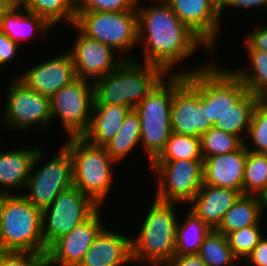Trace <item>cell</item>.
I'll use <instances>...</instances> for the list:
<instances>
[{
    "label": "cell",
    "instance_id": "obj_39",
    "mask_svg": "<svg viewBox=\"0 0 267 266\" xmlns=\"http://www.w3.org/2000/svg\"><path fill=\"white\" fill-rule=\"evenodd\" d=\"M258 23L256 29L249 34L246 40L247 50H260L267 52V27Z\"/></svg>",
    "mask_w": 267,
    "mask_h": 266
},
{
    "label": "cell",
    "instance_id": "obj_15",
    "mask_svg": "<svg viewBox=\"0 0 267 266\" xmlns=\"http://www.w3.org/2000/svg\"><path fill=\"white\" fill-rule=\"evenodd\" d=\"M78 32L69 51L78 78L92 80V83L107 76L125 60L120 54L115 57L118 54L112 47Z\"/></svg>",
    "mask_w": 267,
    "mask_h": 266
},
{
    "label": "cell",
    "instance_id": "obj_8",
    "mask_svg": "<svg viewBox=\"0 0 267 266\" xmlns=\"http://www.w3.org/2000/svg\"><path fill=\"white\" fill-rule=\"evenodd\" d=\"M181 71L174 74V99L171 107L172 132L193 137H201L214 125L208 121L205 105L199 97V70Z\"/></svg>",
    "mask_w": 267,
    "mask_h": 266
},
{
    "label": "cell",
    "instance_id": "obj_25",
    "mask_svg": "<svg viewBox=\"0 0 267 266\" xmlns=\"http://www.w3.org/2000/svg\"><path fill=\"white\" fill-rule=\"evenodd\" d=\"M263 210H266V207L262 197L241 195L225 213L216 231L226 235L238 229L257 225L261 222Z\"/></svg>",
    "mask_w": 267,
    "mask_h": 266
},
{
    "label": "cell",
    "instance_id": "obj_19",
    "mask_svg": "<svg viewBox=\"0 0 267 266\" xmlns=\"http://www.w3.org/2000/svg\"><path fill=\"white\" fill-rule=\"evenodd\" d=\"M248 149L243 144L228 154L203 159V184L231 188L243 195V178Z\"/></svg>",
    "mask_w": 267,
    "mask_h": 266
},
{
    "label": "cell",
    "instance_id": "obj_33",
    "mask_svg": "<svg viewBox=\"0 0 267 266\" xmlns=\"http://www.w3.org/2000/svg\"><path fill=\"white\" fill-rule=\"evenodd\" d=\"M203 160L200 137L172 132L164 150L154 161Z\"/></svg>",
    "mask_w": 267,
    "mask_h": 266
},
{
    "label": "cell",
    "instance_id": "obj_20",
    "mask_svg": "<svg viewBox=\"0 0 267 266\" xmlns=\"http://www.w3.org/2000/svg\"><path fill=\"white\" fill-rule=\"evenodd\" d=\"M131 259V236L104 227L78 266H122Z\"/></svg>",
    "mask_w": 267,
    "mask_h": 266
},
{
    "label": "cell",
    "instance_id": "obj_41",
    "mask_svg": "<svg viewBox=\"0 0 267 266\" xmlns=\"http://www.w3.org/2000/svg\"><path fill=\"white\" fill-rule=\"evenodd\" d=\"M246 263L254 266H267V237H262L251 254L246 258Z\"/></svg>",
    "mask_w": 267,
    "mask_h": 266
},
{
    "label": "cell",
    "instance_id": "obj_11",
    "mask_svg": "<svg viewBox=\"0 0 267 266\" xmlns=\"http://www.w3.org/2000/svg\"><path fill=\"white\" fill-rule=\"evenodd\" d=\"M157 174L156 199L162 202L187 203L203 185V160L153 161Z\"/></svg>",
    "mask_w": 267,
    "mask_h": 266
},
{
    "label": "cell",
    "instance_id": "obj_40",
    "mask_svg": "<svg viewBox=\"0 0 267 266\" xmlns=\"http://www.w3.org/2000/svg\"><path fill=\"white\" fill-rule=\"evenodd\" d=\"M19 46L0 31V67L15 58Z\"/></svg>",
    "mask_w": 267,
    "mask_h": 266
},
{
    "label": "cell",
    "instance_id": "obj_32",
    "mask_svg": "<svg viewBox=\"0 0 267 266\" xmlns=\"http://www.w3.org/2000/svg\"><path fill=\"white\" fill-rule=\"evenodd\" d=\"M198 256L207 266H238L226 235L212 230L200 246Z\"/></svg>",
    "mask_w": 267,
    "mask_h": 266
},
{
    "label": "cell",
    "instance_id": "obj_44",
    "mask_svg": "<svg viewBox=\"0 0 267 266\" xmlns=\"http://www.w3.org/2000/svg\"><path fill=\"white\" fill-rule=\"evenodd\" d=\"M134 261H135V263H139V265L138 264H136L135 266H162V265H159V264H156V263H152V262H146L145 263V261H136V260H134L133 258H131L127 263H126V265H129L130 266V264H132V262L134 263ZM141 262V263H140ZM130 263V264H129ZM122 266H125V264L124 265H122ZM134 266V265H133Z\"/></svg>",
    "mask_w": 267,
    "mask_h": 266
},
{
    "label": "cell",
    "instance_id": "obj_22",
    "mask_svg": "<svg viewBox=\"0 0 267 266\" xmlns=\"http://www.w3.org/2000/svg\"><path fill=\"white\" fill-rule=\"evenodd\" d=\"M37 148L0 151V187H5L0 188V195L15 194L12 192L22 187L26 189Z\"/></svg>",
    "mask_w": 267,
    "mask_h": 266
},
{
    "label": "cell",
    "instance_id": "obj_34",
    "mask_svg": "<svg viewBox=\"0 0 267 266\" xmlns=\"http://www.w3.org/2000/svg\"><path fill=\"white\" fill-rule=\"evenodd\" d=\"M244 141L237 135L212 127L200 137L202 158L223 155L239 149Z\"/></svg>",
    "mask_w": 267,
    "mask_h": 266
},
{
    "label": "cell",
    "instance_id": "obj_10",
    "mask_svg": "<svg viewBox=\"0 0 267 266\" xmlns=\"http://www.w3.org/2000/svg\"><path fill=\"white\" fill-rule=\"evenodd\" d=\"M99 208L75 186L60 192L42 211V238L46 252L57 239L89 219Z\"/></svg>",
    "mask_w": 267,
    "mask_h": 266
},
{
    "label": "cell",
    "instance_id": "obj_38",
    "mask_svg": "<svg viewBox=\"0 0 267 266\" xmlns=\"http://www.w3.org/2000/svg\"><path fill=\"white\" fill-rule=\"evenodd\" d=\"M44 260L41 253L0 251V266H39Z\"/></svg>",
    "mask_w": 267,
    "mask_h": 266
},
{
    "label": "cell",
    "instance_id": "obj_5",
    "mask_svg": "<svg viewBox=\"0 0 267 266\" xmlns=\"http://www.w3.org/2000/svg\"><path fill=\"white\" fill-rule=\"evenodd\" d=\"M65 146L71 153L73 186L101 207L112 189V165L116 162L104 146L90 143L83 137H71Z\"/></svg>",
    "mask_w": 267,
    "mask_h": 266
},
{
    "label": "cell",
    "instance_id": "obj_12",
    "mask_svg": "<svg viewBox=\"0 0 267 266\" xmlns=\"http://www.w3.org/2000/svg\"><path fill=\"white\" fill-rule=\"evenodd\" d=\"M248 93L245 84L231 71L209 63L199 70V97L207 108L208 121L216 124Z\"/></svg>",
    "mask_w": 267,
    "mask_h": 266
},
{
    "label": "cell",
    "instance_id": "obj_46",
    "mask_svg": "<svg viewBox=\"0 0 267 266\" xmlns=\"http://www.w3.org/2000/svg\"><path fill=\"white\" fill-rule=\"evenodd\" d=\"M13 7H24L28 0H7Z\"/></svg>",
    "mask_w": 267,
    "mask_h": 266
},
{
    "label": "cell",
    "instance_id": "obj_29",
    "mask_svg": "<svg viewBox=\"0 0 267 266\" xmlns=\"http://www.w3.org/2000/svg\"><path fill=\"white\" fill-rule=\"evenodd\" d=\"M77 5L78 0H28L24 7L54 27L60 22L72 26L77 14Z\"/></svg>",
    "mask_w": 267,
    "mask_h": 266
},
{
    "label": "cell",
    "instance_id": "obj_16",
    "mask_svg": "<svg viewBox=\"0 0 267 266\" xmlns=\"http://www.w3.org/2000/svg\"><path fill=\"white\" fill-rule=\"evenodd\" d=\"M100 214L99 208L89 219L57 239L47 249L45 260L52 266H78L104 228Z\"/></svg>",
    "mask_w": 267,
    "mask_h": 266
},
{
    "label": "cell",
    "instance_id": "obj_21",
    "mask_svg": "<svg viewBox=\"0 0 267 266\" xmlns=\"http://www.w3.org/2000/svg\"><path fill=\"white\" fill-rule=\"evenodd\" d=\"M242 195L240 191L203 184L192 199L194 212L212 230H216L222 222L225 213Z\"/></svg>",
    "mask_w": 267,
    "mask_h": 266
},
{
    "label": "cell",
    "instance_id": "obj_7",
    "mask_svg": "<svg viewBox=\"0 0 267 266\" xmlns=\"http://www.w3.org/2000/svg\"><path fill=\"white\" fill-rule=\"evenodd\" d=\"M72 27L88 38L112 47L124 59H131L123 55L139 44L137 11L77 12Z\"/></svg>",
    "mask_w": 267,
    "mask_h": 266
},
{
    "label": "cell",
    "instance_id": "obj_49",
    "mask_svg": "<svg viewBox=\"0 0 267 266\" xmlns=\"http://www.w3.org/2000/svg\"><path fill=\"white\" fill-rule=\"evenodd\" d=\"M39 266H52L46 260H44Z\"/></svg>",
    "mask_w": 267,
    "mask_h": 266
},
{
    "label": "cell",
    "instance_id": "obj_30",
    "mask_svg": "<svg viewBox=\"0 0 267 266\" xmlns=\"http://www.w3.org/2000/svg\"><path fill=\"white\" fill-rule=\"evenodd\" d=\"M251 71L232 70L245 84L247 91L259 99H267V52L248 50ZM249 72V73H248Z\"/></svg>",
    "mask_w": 267,
    "mask_h": 266
},
{
    "label": "cell",
    "instance_id": "obj_42",
    "mask_svg": "<svg viewBox=\"0 0 267 266\" xmlns=\"http://www.w3.org/2000/svg\"><path fill=\"white\" fill-rule=\"evenodd\" d=\"M164 266H207V264L198 256V254L190 255H174Z\"/></svg>",
    "mask_w": 267,
    "mask_h": 266
},
{
    "label": "cell",
    "instance_id": "obj_26",
    "mask_svg": "<svg viewBox=\"0 0 267 266\" xmlns=\"http://www.w3.org/2000/svg\"><path fill=\"white\" fill-rule=\"evenodd\" d=\"M188 213V214H187ZM184 222L177 223L175 255L198 254L204 239L212 229L190 209Z\"/></svg>",
    "mask_w": 267,
    "mask_h": 266
},
{
    "label": "cell",
    "instance_id": "obj_24",
    "mask_svg": "<svg viewBox=\"0 0 267 266\" xmlns=\"http://www.w3.org/2000/svg\"><path fill=\"white\" fill-rule=\"evenodd\" d=\"M53 28L44 18L28 11L25 7H11L0 17V31L18 45L33 36V33H46ZM34 31V32H33ZM22 40V41H21Z\"/></svg>",
    "mask_w": 267,
    "mask_h": 266
},
{
    "label": "cell",
    "instance_id": "obj_35",
    "mask_svg": "<svg viewBox=\"0 0 267 266\" xmlns=\"http://www.w3.org/2000/svg\"><path fill=\"white\" fill-rule=\"evenodd\" d=\"M247 135L254 147L245 140L244 144L249 151L267 154V99H259L257 102Z\"/></svg>",
    "mask_w": 267,
    "mask_h": 266
},
{
    "label": "cell",
    "instance_id": "obj_28",
    "mask_svg": "<svg viewBox=\"0 0 267 266\" xmlns=\"http://www.w3.org/2000/svg\"><path fill=\"white\" fill-rule=\"evenodd\" d=\"M258 101V97L248 92L230 111L216 122L214 127L226 133L237 135L245 141L243 134L244 132L245 134L248 133L252 113Z\"/></svg>",
    "mask_w": 267,
    "mask_h": 266
},
{
    "label": "cell",
    "instance_id": "obj_18",
    "mask_svg": "<svg viewBox=\"0 0 267 266\" xmlns=\"http://www.w3.org/2000/svg\"><path fill=\"white\" fill-rule=\"evenodd\" d=\"M18 77L37 93L49 98L77 78L69 52L32 66Z\"/></svg>",
    "mask_w": 267,
    "mask_h": 266
},
{
    "label": "cell",
    "instance_id": "obj_50",
    "mask_svg": "<svg viewBox=\"0 0 267 266\" xmlns=\"http://www.w3.org/2000/svg\"><path fill=\"white\" fill-rule=\"evenodd\" d=\"M138 1H140V0H138ZM152 1L155 2V1H167V0H152Z\"/></svg>",
    "mask_w": 267,
    "mask_h": 266
},
{
    "label": "cell",
    "instance_id": "obj_37",
    "mask_svg": "<svg viewBox=\"0 0 267 266\" xmlns=\"http://www.w3.org/2000/svg\"><path fill=\"white\" fill-rule=\"evenodd\" d=\"M138 0H78L77 12L136 11Z\"/></svg>",
    "mask_w": 267,
    "mask_h": 266
},
{
    "label": "cell",
    "instance_id": "obj_1",
    "mask_svg": "<svg viewBox=\"0 0 267 266\" xmlns=\"http://www.w3.org/2000/svg\"><path fill=\"white\" fill-rule=\"evenodd\" d=\"M141 6L137 3L138 42L143 38L144 62L162 68L167 74H181L174 66L185 61L198 48L208 46L174 13L167 1ZM173 69V70H172ZM169 72V73H168Z\"/></svg>",
    "mask_w": 267,
    "mask_h": 266
},
{
    "label": "cell",
    "instance_id": "obj_23",
    "mask_svg": "<svg viewBox=\"0 0 267 266\" xmlns=\"http://www.w3.org/2000/svg\"><path fill=\"white\" fill-rule=\"evenodd\" d=\"M131 110L123 105L93 104L90 123L82 137L90 143L104 146L117 134Z\"/></svg>",
    "mask_w": 267,
    "mask_h": 266
},
{
    "label": "cell",
    "instance_id": "obj_45",
    "mask_svg": "<svg viewBox=\"0 0 267 266\" xmlns=\"http://www.w3.org/2000/svg\"><path fill=\"white\" fill-rule=\"evenodd\" d=\"M12 6L7 0H0V17L3 13L8 11Z\"/></svg>",
    "mask_w": 267,
    "mask_h": 266
},
{
    "label": "cell",
    "instance_id": "obj_27",
    "mask_svg": "<svg viewBox=\"0 0 267 266\" xmlns=\"http://www.w3.org/2000/svg\"><path fill=\"white\" fill-rule=\"evenodd\" d=\"M141 142V126L139 115L132 109L118 130L117 134L104 145L108 155L119 162L126 158Z\"/></svg>",
    "mask_w": 267,
    "mask_h": 266
},
{
    "label": "cell",
    "instance_id": "obj_31",
    "mask_svg": "<svg viewBox=\"0 0 267 266\" xmlns=\"http://www.w3.org/2000/svg\"><path fill=\"white\" fill-rule=\"evenodd\" d=\"M267 193V154L248 150L243 178V195L263 197Z\"/></svg>",
    "mask_w": 267,
    "mask_h": 266
},
{
    "label": "cell",
    "instance_id": "obj_17",
    "mask_svg": "<svg viewBox=\"0 0 267 266\" xmlns=\"http://www.w3.org/2000/svg\"><path fill=\"white\" fill-rule=\"evenodd\" d=\"M167 2L180 20L212 52L221 31L220 7L213 0H167Z\"/></svg>",
    "mask_w": 267,
    "mask_h": 266
},
{
    "label": "cell",
    "instance_id": "obj_47",
    "mask_svg": "<svg viewBox=\"0 0 267 266\" xmlns=\"http://www.w3.org/2000/svg\"><path fill=\"white\" fill-rule=\"evenodd\" d=\"M219 7L225 2V0H213Z\"/></svg>",
    "mask_w": 267,
    "mask_h": 266
},
{
    "label": "cell",
    "instance_id": "obj_6",
    "mask_svg": "<svg viewBox=\"0 0 267 266\" xmlns=\"http://www.w3.org/2000/svg\"><path fill=\"white\" fill-rule=\"evenodd\" d=\"M168 83L163 78L156 87L134 108L139 115L141 145L151 164L164 150L172 134L171 107L174 99V74Z\"/></svg>",
    "mask_w": 267,
    "mask_h": 266
},
{
    "label": "cell",
    "instance_id": "obj_2",
    "mask_svg": "<svg viewBox=\"0 0 267 266\" xmlns=\"http://www.w3.org/2000/svg\"><path fill=\"white\" fill-rule=\"evenodd\" d=\"M135 57L125 59L107 76L93 82V104L123 105L134 109L167 74L162 68Z\"/></svg>",
    "mask_w": 267,
    "mask_h": 266
},
{
    "label": "cell",
    "instance_id": "obj_4",
    "mask_svg": "<svg viewBox=\"0 0 267 266\" xmlns=\"http://www.w3.org/2000/svg\"><path fill=\"white\" fill-rule=\"evenodd\" d=\"M175 205L153 199L138 235L131 238V258L164 266L174 257L178 223Z\"/></svg>",
    "mask_w": 267,
    "mask_h": 266
},
{
    "label": "cell",
    "instance_id": "obj_13",
    "mask_svg": "<svg viewBox=\"0 0 267 266\" xmlns=\"http://www.w3.org/2000/svg\"><path fill=\"white\" fill-rule=\"evenodd\" d=\"M93 101V82L77 77L50 98L52 119L60 118L69 138L82 137L90 123Z\"/></svg>",
    "mask_w": 267,
    "mask_h": 266
},
{
    "label": "cell",
    "instance_id": "obj_48",
    "mask_svg": "<svg viewBox=\"0 0 267 266\" xmlns=\"http://www.w3.org/2000/svg\"><path fill=\"white\" fill-rule=\"evenodd\" d=\"M262 198L264 200L265 207H266V210H267V193Z\"/></svg>",
    "mask_w": 267,
    "mask_h": 266
},
{
    "label": "cell",
    "instance_id": "obj_36",
    "mask_svg": "<svg viewBox=\"0 0 267 266\" xmlns=\"http://www.w3.org/2000/svg\"><path fill=\"white\" fill-rule=\"evenodd\" d=\"M259 224L226 234L229 246L238 261L240 257L247 258L262 239L263 235Z\"/></svg>",
    "mask_w": 267,
    "mask_h": 266
},
{
    "label": "cell",
    "instance_id": "obj_14",
    "mask_svg": "<svg viewBox=\"0 0 267 266\" xmlns=\"http://www.w3.org/2000/svg\"><path fill=\"white\" fill-rule=\"evenodd\" d=\"M9 82L4 122L12 129L45 127L52 120L50 98L37 93L19 77Z\"/></svg>",
    "mask_w": 267,
    "mask_h": 266
},
{
    "label": "cell",
    "instance_id": "obj_3",
    "mask_svg": "<svg viewBox=\"0 0 267 266\" xmlns=\"http://www.w3.org/2000/svg\"><path fill=\"white\" fill-rule=\"evenodd\" d=\"M0 251L46 255L42 211L21 194L0 195Z\"/></svg>",
    "mask_w": 267,
    "mask_h": 266
},
{
    "label": "cell",
    "instance_id": "obj_43",
    "mask_svg": "<svg viewBox=\"0 0 267 266\" xmlns=\"http://www.w3.org/2000/svg\"><path fill=\"white\" fill-rule=\"evenodd\" d=\"M235 7V8H243L248 9L251 7L259 8V6H267V0H225V2L220 6V14L223 15L224 9L226 7Z\"/></svg>",
    "mask_w": 267,
    "mask_h": 266
},
{
    "label": "cell",
    "instance_id": "obj_9",
    "mask_svg": "<svg viewBox=\"0 0 267 266\" xmlns=\"http://www.w3.org/2000/svg\"><path fill=\"white\" fill-rule=\"evenodd\" d=\"M40 149L37 148L31 167L26 185L28 192L22 195L35 208L43 211L54 202L60 192L73 186V171L71 153L65 145L54 158L37 169V163L40 164L44 157L43 150Z\"/></svg>",
    "mask_w": 267,
    "mask_h": 266
}]
</instances>
